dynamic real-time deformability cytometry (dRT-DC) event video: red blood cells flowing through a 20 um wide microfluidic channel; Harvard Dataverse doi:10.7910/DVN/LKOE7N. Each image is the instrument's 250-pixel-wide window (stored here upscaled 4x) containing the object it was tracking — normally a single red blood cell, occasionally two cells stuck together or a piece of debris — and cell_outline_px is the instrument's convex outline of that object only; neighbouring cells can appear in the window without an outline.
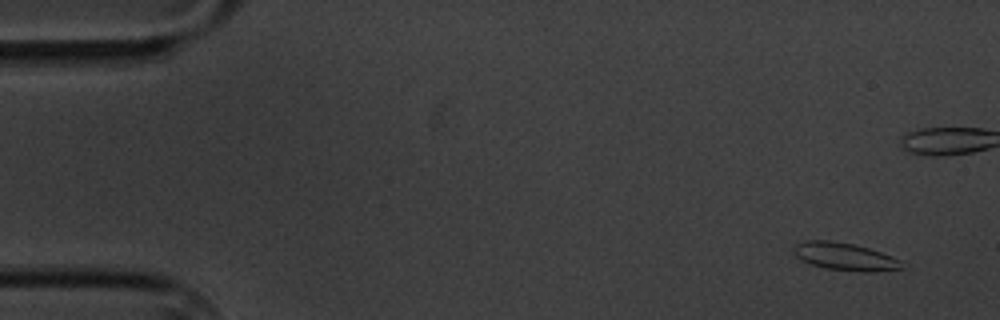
{"species": "common noctule bat (a hibernating species)", "species_latin": "Nyctalus noctula", "temperature_condition": "cold", "stored_images_in_passage": 5, "camera_frame_rate_fps": 3000, "um_per_image_px": 0.085, "animal": {"sex": "male", "body_mass_g": 20.1, "forearm_length_mm": 53.5}, "frame": {"image": 1, "passage_image": 1, "time_ms": 0.0, "image_size_px": [1000, 320], "cell_outline_px": [[904, 268], [868, 272], [864, 272], [824, 268], [812, 264], [796, 256], [792, 248], [796, 244], [808, 240], [828, 240], [852, 244], [868, 248], [892, 256], [900, 260]], "centroid_in_image_um": [71.81, 21.81], "position_along_channel_um": 13.2, "area_um2": 17.11}}
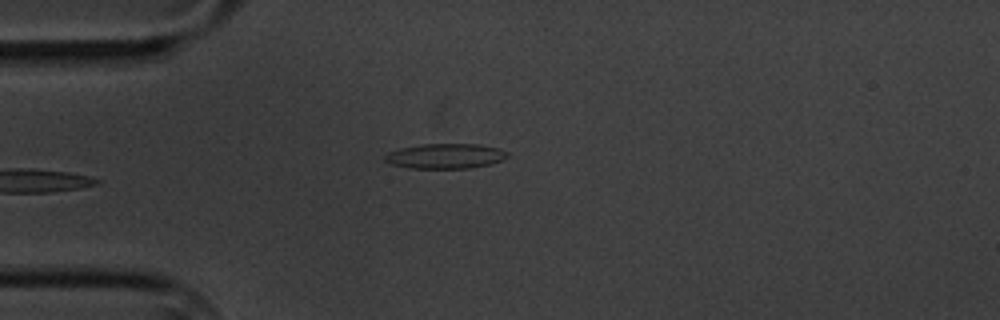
{"frame": {"image": 2, "passage_image": 5, "time_ms": 5.333, "image_size_px": [1000, 320], "cell_outline_px": [[508, 156], [504, 160], [488, 164], [468, 168], [408, 168], [392, 164], [384, 160], [384, 156], [388, 152], [400, 148], [424, 144], [476, 144], [500, 148], [508, 152]], "centroid_in_image_um": [37.86, 13.26], "position_along_channel_um": 47.1, "area_um2": 17.8}}